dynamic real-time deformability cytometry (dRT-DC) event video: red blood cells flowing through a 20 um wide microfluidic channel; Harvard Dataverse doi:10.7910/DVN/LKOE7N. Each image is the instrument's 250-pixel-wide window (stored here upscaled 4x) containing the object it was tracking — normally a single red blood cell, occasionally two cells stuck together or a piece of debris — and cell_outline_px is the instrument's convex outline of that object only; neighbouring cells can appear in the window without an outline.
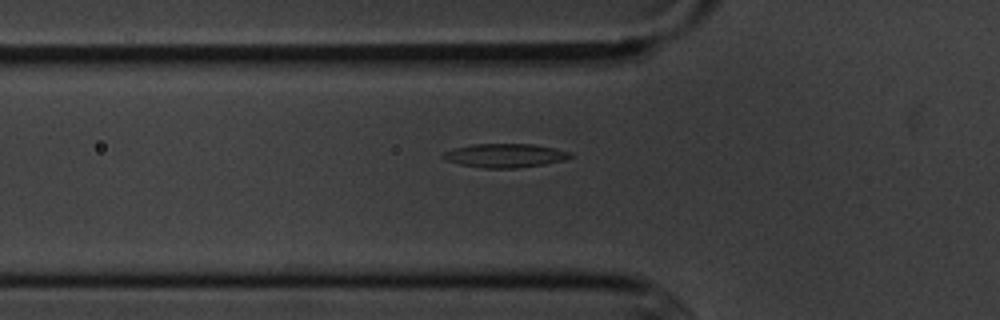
{"species": "common noctule bat (a hibernating species)", "species_latin": "Nyctalus noctula", "temperature_condition": "cold", "stored_images_in_passage": 3, "camera_frame_rate_fps": 3000, "um_per_image_px": 0.085, "animal": {"sex": "male", "body_mass_g": 20.1, "forearm_length_mm": 53.5}, "frame": {"image": 1, "passage_image": 3, "time_ms": 2.333, "image_size_px": [1000, 320], "cell_outline_px": [[576, 156], [564, 160], [544, 164], [516, 168], [484, 168], [460, 164], [444, 160], [440, 156], [444, 152], [456, 148], [472, 144], [532, 144], [556, 148], [568, 152]], "centroid_in_image_um": [42.93, 13.22], "position_along_channel_um": 82.9, "area_um2": 17.63}}